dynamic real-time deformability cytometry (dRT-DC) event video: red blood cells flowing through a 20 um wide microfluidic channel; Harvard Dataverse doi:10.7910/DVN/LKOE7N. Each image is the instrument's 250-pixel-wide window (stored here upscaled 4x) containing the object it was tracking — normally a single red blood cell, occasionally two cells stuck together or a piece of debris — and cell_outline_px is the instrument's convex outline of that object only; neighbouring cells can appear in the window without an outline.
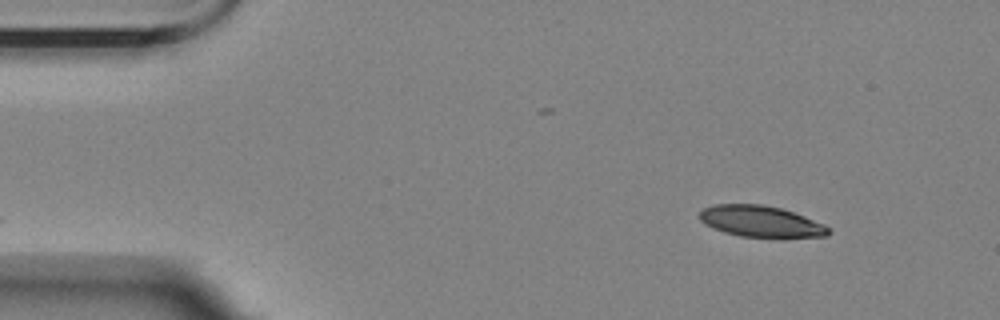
{"species": "Egyptian fruit bat (a non-hibernating species)", "species_latin": "Rousettus aegyptiacus", "temperature_condition": "room temperature", "stored_images_in_passage": 4, "camera_frame_rate_fps": 3000, "um_per_image_px": 0.085, "animal": {"sex": "female"}, "frame": {"image": 1, "passage_image": 1, "time_ms": 0.0, "image_size_px": [1000, 320], "cell_outline_px": [[828, 232], [824, 236], [740, 236], [724, 232], [712, 228], [700, 220], [700, 212], [704, 208], [712, 204], [760, 204], [780, 208], [804, 216], [824, 224], [828, 228]], "centroid_in_image_um": [64.59, 18.79], "position_along_channel_um": 20.4, "area_um2": 22.83}}
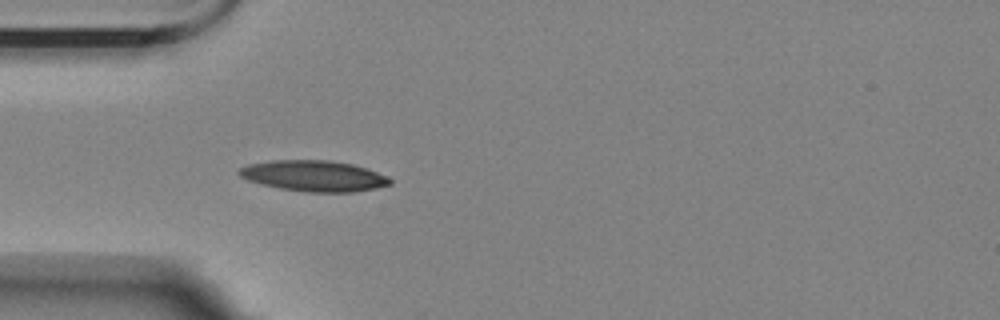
{"frame": {"image": 2, "passage_image": 4, "time_ms": 3.333, "image_size_px": [1000, 320], "cell_outline_px": [[392, 184], [376, 188], [352, 192], [308, 192], [280, 188], [260, 184], [248, 180], [240, 176], [236, 172], [240, 168], [248, 164], [272, 160], [328, 160], [352, 164], [368, 168], [388, 176], [392, 180]], "centroid_in_image_um": [26.69, 14.95], "position_along_channel_um": 58.3, "area_um2": 27.28}}